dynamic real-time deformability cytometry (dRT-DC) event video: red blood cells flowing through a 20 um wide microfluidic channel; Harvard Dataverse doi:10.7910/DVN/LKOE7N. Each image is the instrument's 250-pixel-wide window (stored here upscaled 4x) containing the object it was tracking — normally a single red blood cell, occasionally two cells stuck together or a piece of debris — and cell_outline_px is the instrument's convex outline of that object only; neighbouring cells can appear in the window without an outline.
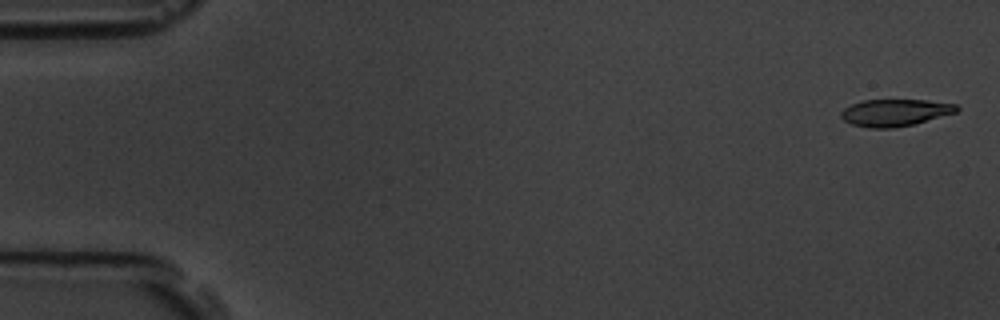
{"species": "common noctule bat (a hibernating species)", "species_latin": "Nyctalus noctula", "temperature_condition": "room temperature", "stored_images_in_passage": 6, "camera_frame_rate_fps": 3000, "um_per_image_px": 0.085, "animal": {"sex": "male", "body_mass_g": 19.5, "forearm_length_mm": 54.6}, "frame": {"image": 1, "passage_image": 1, "time_ms": 0.0, "image_size_px": [1000, 320], "cell_outline_px": [[960, 108], [956, 112], [916, 124], [892, 128], [868, 128], [852, 124], [844, 120], [840, 116], [840, 112], [844, 108], [852, 104], [864, 100], [924, 100], [956, 104]], "centroid_in_image_um": [76.07, 9.58], "position_along_channel_um": 8.9, "area_um2": 18.21}}
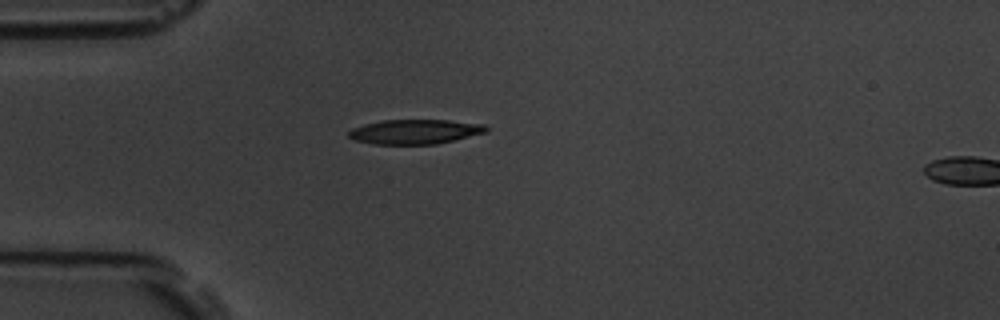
{"frame": {"image": 2, "passage_image": 5, "time_ms": 4.667, "image_size_px": [1000, 320], "cell_outline_px": [[488, 132], [436, 144], [372, 144], [356, 140], [348, 136], [348, 132], [352, 128], [364, 124], [384, 120], [448, 120], [484, 124], [488, 128]], "centroid_in_image_um": [35.28, 11.19], "position_along_channel_um": 49.7, "area_um2": 19.65}}